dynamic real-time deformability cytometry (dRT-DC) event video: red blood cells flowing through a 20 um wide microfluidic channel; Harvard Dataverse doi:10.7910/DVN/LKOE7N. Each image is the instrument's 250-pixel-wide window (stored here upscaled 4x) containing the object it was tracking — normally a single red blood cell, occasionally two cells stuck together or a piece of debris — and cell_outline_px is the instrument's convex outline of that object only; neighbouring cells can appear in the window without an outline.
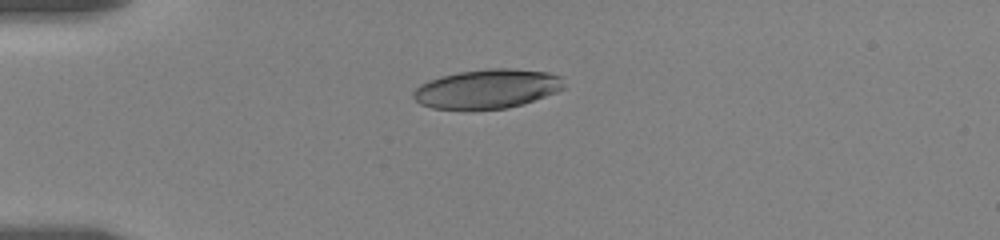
{"species": "human", "species_latin": "Homo sapiens", "temperature_condition": "room temperature", "stored_images_in_passage": 29, "camera_frame_rate_fps": 3000, "um_per_image_px": 0.085, "donor": {"sex": "female"}, "frame": {"image": 1, "passage_image": 1, "time_ms": 0.0, "image_size_px": [1000, 240], "cell_outline_px": [[564, 88], [556, 92], [524, 104], [508, 108], [432, 108], [420, 104], [412, 96], [412, 92], [420, 84], [428, 80], [440, 76], [460, 72], [488, 68], [512, 68], [548, 72], [560, 76], [564, 84]], "centroid_in_image_um": [41.41, 7.53], "position_along_channel_um": 43.6, "area_um2": 34.22}}
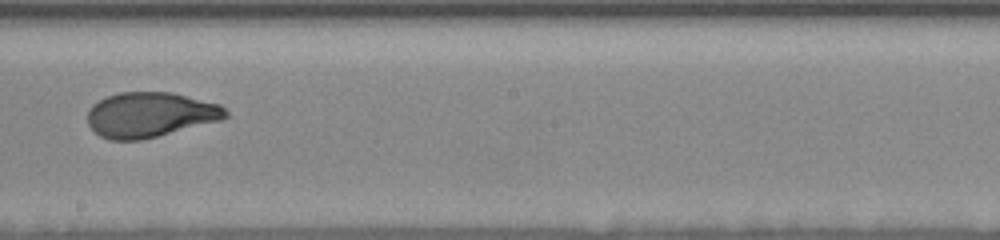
{"frame": {"image": 2, "passage_image": 13, "time_ms": 6.333, "image_size_px": [1000, 240], "cell_outline_px": [[228, 116], [224, 120], [140, 140], [108, 140], [100, 136], [88, 124], [88, 112], [92, 104], [108, 96], [120, 92], [172, 92], [220, 104], [228, 112]], "centroid_in_image_um": [12.79, 9.75], "position_along_channel_um": 235.4, "area_um2": 36.3}}
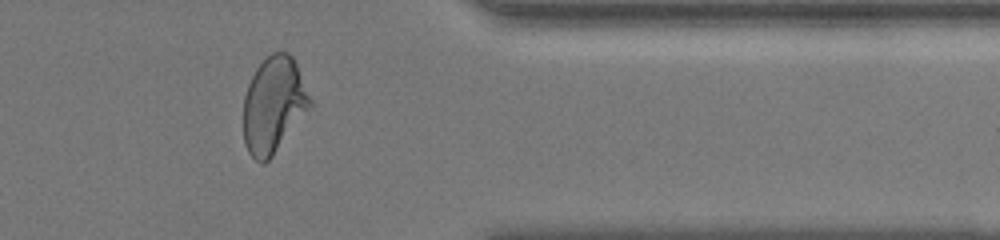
{"frame": {"image": 3, "passage_image": 22, "time_ms": 11.0, "image_size_px": [1000, 240], "cell_outline_px": [[312, 104], [272, 156], [264, 164], [260, 164], [248, 152], [244, 144], [244, 96], [248, 84], [256, 68], [272, 52], [288, 52], [292, 56], [296, 64], [312, 100]], "centroid_in_image_um": [23.24, 8.92], "position_along_channel_um": 388.2, "area_um2": 36.82}, "authors_computed_cell_mechanics": {"area_um2": 36.5296, "velocity_mm_per_s": 3.4865, "shape_relaxation_time_tau1_ms": 5.5689, "shape_relaxation_time_tau2_ms": null, "deformation_change_tau1": 0.1778, "deformation_change_tau2": null}}